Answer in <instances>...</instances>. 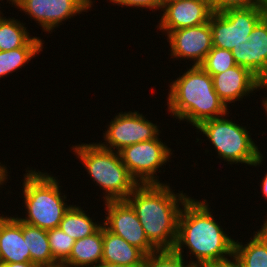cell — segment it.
I'll list each match as a JSON object with an SVG mask.
<instances>
[{"label":"cell","mask_w":267,"mask_h":267,"mask_svg":"<svg viewBox=\"0 0 267 267\" xmlns=\"http://www.w3.org/2000/svg\"><path fill=\"white\" fill-rule=\"evenodd\" d=\"M6 169L7 167H5V165H0V185H3V183L6 182V179H8V172Z\"/></svg>","instance_id":"30"},{"label":"cell","mask_w":267,"mask_h":267,"mask_svg":"<svg viewBox=\"0 0 267 267\" xmlns=\"http://www.w3.org/2000/svg\"><path fill=\"white\" fill-rule=\"evenodd\" d=\"M26 172L22 193L27 216L18 219L45 230L58 228L64 214L72 206L65 203V195L61 196L59 181L47 172H37L36 169Z\"/></svg>","instance_id":"4"},{"label":"cell","mask_w":267,"mask_h":267,"mask_svg":"<svg viewBox=\"0 0 267 267\" xmlns=\"http://www.w3.org/2000/svg\"><path fill=\"white\" fill-rule=\"evenodd\" d=\"M146 255L103 226L102 263L124 266H143Z\"/></svg>","instance_id":"17"},{"label":"cell","mask_w":267,"mask_h":267,"mask_svg":"<svg viewBox=\"0 0 267 267\" xmlns=\"http://www.w3.org/2000/svg\"><path fill=\"white\" fill-rule=\"evenodd\" d=\"M182 206L173 250L183 256V248L188 246L190 256L193 254L197 259L195 262L189 261L193 267H211L231 262L228 256L234 258L235 240L214 220L206 200L196 201L189 197Z\"/></svg>","instance_id":"1"},{"label":"cell","mask_w":267,"mask_h":267,"mask_svg":"<svg viewBox=\"0 0 267 267\" xmlns=\"http://www.w3.org/2000/svg\"><path fill=\"white\" fill-rule=\"evenodd\" d=\"M157 27L166 34L172 30L209 22L214 13L211 0H165Z\"/></svg>","instance_id":"12"},{"label":"cell","mask_w":267,"mask_h":267,"mask_svg":"<svg viewBox=\"0 0 267 267\" xmlns=\"http://www.w3.org/2000/svg\"><path fill=\"white\" fill-rule=\"evenodd\" d=\"M214 12L257 6V0H211Z\"/></svg>","instance_id":"27"},{"label":"cell","mask_w":267,"mask_h":267,"mask_svg":"<svg viewBox=\"0 0 267 267\" xmlns=\"http://www.w3.org/2000/svg\"><path fill=\"white\" fill-rule=\"evenodd\" d=\"M106 219L103 226L120 236L130 245L140 249L146 256L158 251L148 240L138 216L126 200L104 201Z\"/></svg>","instance_id":"10"},{"label":"cell","mask_w":267,"mask_h":267,"mask_svg":"<svg viewBox=\"0 0 267 267\" xmlns=\"http://www.w3.org/2000/svg\"><path fill=\"white\" fill-rule=\"evenodd\" d=\"M107 129L104 134L106 142L99 144L103 148L117 152L132 144L155 139L161 133L156 124L147 120L138 111L120 112L111 119Z\"/></svg>","instance_id":"9"},{"label":"cell","mask_w":267,"mask_h":267,"mask_svg":"<svg viewBox=\"0 0 267 267\" xmlns=\"http://www.w3.org/2000/svg\"><path fill=\"white\" fill-rule=\"evenodd\" d=\"M265 15L258 6L214 12L209 20L213 47L232 50L248 42L253 28Z\"/></svg>","instance_id":"7"},{"label":"cell","mask_w":267,"mask_h":267,"mask_svg":"<svg viewBox=\"0 0 267 267\" xmlns=\"http://www.w3.org/2000/svg\"><path fill=\"white\" fill-rule=\"evenodd\" d=\"M257 6L267 14V0H257Z\"/></svg>","instance_id":"31"},{"label":"cell","mask_w":267,"mask_h":267,"mask_svg":"<svg viewBox=\"0 0 267 267\" xmlns=\"http://www.w3.org/2000/svg\"><path fill=\"white\" fill-rule=\"evenodd\" d=\"M195 129L201 131L211 142L218 157L230 164L245 163L250 166L263 164V154L251 139L246 126H240L226 117L208 119Z\"/></svg>","instance_id":"6"},{"label":"cell","mask_w":267,"mask_h":267,"mask_svg":"<svg viewBox=\"0 0 267 267\" xmlns=\"http://www.w3.org/2000/svg\"><path fill=\"white\" fill-rule=\"evenodd\" d=\"M262 104H263V106H264L263 108H264L265 111H266L265 113L267 114V97H266V98L264 97V100H262ZM266 116H267V115H266Z\"/></svg>","instance_id":"36"},{"label":"cell","mask_w":267,"mask_h":267,"mask_svg":"<svg viewBox=\"0 0 267 267\" xmlns=\"http://www.w3.org/2000/svg\"><path fill=\"white\" fill-rule=\"evenodd\" d=\"M7 1H9V4H10V2H12V5L14 4V5L17 7V9H18L20 0H7ZM0 12H1V11H0Z\"/></svg>","instance_id":"35"},{"label":"cell","mask_w":267,"mask_h":267,"mask_svg":"<svg viewBox=\"0 0 267 267\" xmlns=\"http://www.w3.org/2000/svg\"><path fill=\"white\" fill-rule=\"evenodd\" d=\"M92 0H20L18 8L35 19L44 32H52L76 14L87 12Z\"/></svg>","instance_id":"11"},{"label":"cell","mask_w":267,"mask_h":267,"mask_svg":"<svg viewBox=\"0 0 267 267\" xmlns=\"http://www.w3.org/2000/svg\"><path fill=\"white\" fill-rule=\"evenodd\" d=\"M3 267H39L37 264L32 262H22V263H8L1 264Z\"/></svg>","instance_id":"29"},{"label":"cell","mask_w":267,"mask_h":267,"mask_svg":"<svg viewBox=\"0 0 267 267\" xmlns=\"http://www.w3.org/2000/svg\"><path fill=\"white\" fill-rule=\"evenodd\" d=\"M211 267H239L234 260H232L231 262L225 263V264H219V265H214Z\"/></svg>","instance_id":"34"},{"label":"cell","mask_w":267,"mask_h":267,"mask_svg":"<svg viewBox=\"0 0 267 267\" xmlns=\"http://www.w3.org/2000/svg\"><path fill=\"white\" fill-rule=\"evenodd\" d=\"M102 224L94 223L86 212L76 205H72L64 214L59 228L75 240L94 234Z\"/></svg>","instance_id":"22"},{"label":"cell","mask_w":267,"mask_h":267,"mask_svg":"<svg viewBox=\"0 0 267 267\" xmlns=\"http://www.w3.org/2000/svg\"><path fill=\"white\" fill-rule=\"evenodd\" d=\"M53 260L61 266L70 256L75 239L59 227L47 230Z\"/></svg>","instance_id":"25"},{"label":"cell","mask_w":267,"mask_h":267,"mask_svg":"<svg viewBox=\"0 0 267 267\" xmlns=\"http://www.w3.org/2000/svg\"><path fill=\"white\" fill-rule=\"evenodd\" d=\"M231 50L212 47L203 62L199 65L211 77L236 66Z\"/></svg>","instance_id":"24"},{"label":"cell","mask_w":267,"mask_h":267,"mask_svg":"<svg viewBox=\"0 0 267 267\" xmlns=\"http://www.w3.org/2000/svg\"><path fill=\"white\" fill-rule=\"evenodd\" d=\"M248 38V42L231 50L234 60L267 85V14L255 25Z\"/></svg>","instance_id":"14"},{"label":"cell","mask_w":267,"mask_h":267,"mask_svg":"<svg viewBox=\"0 0 267 267\" xmlns=\"http://www.w3.org/2000/svg\"><path fill=\"white\" fill-rule=\"evenodd\" d=\"M233 260L239 267H267V234L259 229L247 244L235 241Z\"/></svg>","instance_id":"19"},{"label":"cell","mask_w":267,"mask_h":267,"mask_svg":"<svg viewBox=\"0 0 267 267\" xmlns=\"http://www.w3.org/2000/svg\"><path fill=\"white\" fill-rule=\"evenodd\" d=\"M97 267H143V266H124V265H117V264L101 263Z\"/></svg>","instance_id":"33"},{"label":"cell","mask_w":267,"mask_h":267,"mask_svg":"<svg viewBox=\"0 0 267 267\" xmlns=\"http://www.w3.org/2000/svg\"><path fill=\"white\" fill-rule=\"evenodd\" d=\"M0 261L1 264L31 262L23 222L18 217L0 215Z\"/></svg>","instance_id":"16"},{"label":"cell","mask_w":267,"mask_h":267,"mask_svg":"<svg viewBox=\"0 0 267 267\" xmlns=\"http://www.w3.org/2000/svg\"><path fill=\"white\" fill-rule=\"evenodd\" d=\"M171 190L165 183L138 184L125 199L138 216L149 242L158 251L174 249L180 206L189 198L185 193L177 195Z\"/></svg>","instance_id":"2"},{"label":"cell","mask_w":267,"mask_h":267,"mask_svg":"<svg viewBox=\"0 0 267 267\" xmlns=\"http://www.w3.org/2000/svg\"><path fill=\"white\" fill-rule=\"evenodd\" d=\"M261 229L267 234V219L264 221Z\"/></svg>","instance_id":"37"},{"label":"cell","mask_w":267,"mask_h":267,"mask_svg":"<svg viewBox=\"0 0 267 267\" xmlns=\"http://www.w3.org/2000/svg\"><path fill=\"white\" fill-rule=\"evenodd\" d=\"M262 193L265 197V199H267V172L265 174V177L262 179Z\"/></svg>","instance_id":"32"},{"label":"cell","mask_w":267,"mask_h":267,"mask_svg":"<svg viewBox=\"0 0 267 267\" xmlns=\"http://www.w3.org/2000/svg\"><path fill=\"white\" fill-rule=\"evenodd\" d=\"M171 58L193 60L200 65L213 47L210 23L172 30L167 34Z\"/></svg>","instance_id":"13"},{"label":"cell","mask_w":267,"mask_h":267,"mask_svg":"<svg viewBox=\"0 0 267 267\" xmlns=\"http://www.w3.org/2000/svg\"><path fill=\"white\" fill-rule=\"evenodd\" d=\"M23 236L27 238L32 263L39 267H60L53 260L47 230L23 222Z\"/></svg>","instance_id":"20"},{"label":"cell","mask_w":267,"mask_h":267,"mask_svg":"<svg viewBox=\"0 0 267 267\" xmlns=\"http://www.w3.org/2000/svg\"><path fill=\"white\" fill-rule=\"evenodd\" d=\"M42 39L32 37L23 47L9 51H0V78L24 67L40 51H43Z\"/></svg>","instance_id":"21"},{"label":"cell","mask_w":267,"mask_h":267,"mask_svg":"<svg viewBox=\"0 0 267 267\" xmlns=\"http://www.w3.org/2000/svg\"><path fill=\"white\" fill-rule=\"evenodd\" d=\"M184 263L183 256L174 250H159L146 256L143 267H193Z\"/></svg>","instance_id":"26"},{"label":"cell","mask_w":267,"mask_h":267,"mask_svg":"<svg viewBox=\"0 0 267 267\" xmlns=\"http://www.w3.org/2000/svg\"><path fill=\"white\" fill-rule=\"evenodd\" d=\"M103 257V225L92 235L75 240L68 259L60 267H97Z\"/></svg>","instance_id":"18"},{"label":"cell","mask_w":267,"mask_h":267,"mask_svg":"<svg viewBox=\"0 0 267 267\" xmlns=\"http://www.w3.org/2000/svg\"><path fill=\"white\" fill-rule=\"evenodd\" d=\"M114 4L121 5L123 6H129V7H143V8H148L150 10L155 9L157 10L162 9L165 0H110Z\"/></svg>","instance_id":"28"},{"label":"cell","mask_w":267,"mask_h":267,"mask_svg":"<svg viewBox=\"0 0 267 267\" xmlns=\"http://www.w3.org/2000/svg\"><path fill=\"white\" fill-rule=\"evenodd\" d=\"M24 26L25 24L15 18L6 19L0 16V51L23 47L32 38Z\"/></svg>","instance_id":"23"},{"label":"cell","mask_w":267,"mask_h":267,"mask_svg":"<svg viewBox=\"0 0 267 267\" xmlns=\"http://www.w3.org/2000/svg\"><path fill=\"white\" fill-rule=\"evenodd\" d=\"M158 137L119 151L123 164L138 184L161 183L155 174L159 167L169 161L172 152Z\"/></svg>","instance_id":"8"},{"label":"cell","mask_w":267,"mask_h":267,"mask_svg":"<svg viewBox=\"0 0 267 267\" xmlns=\"http://www.w3.org/2000/svg\"><path fill=\"white\" fill-rule=\"evenodd\" d=\"M212 80L217 95L227 107L228 103L239 101L254 90L266 88V85L249 69L239 65L213 75Z\"/></svg>","instance_id":"15"},{"label":"cell","mask_w":267,"mask_h":267,"mask_svg":"<svg viewBox=\"0 0 267 267\" xmlns=\"http://www.w3.org/2000/svg\"><path fill=\"white\" fill-rule=\"evenodd\" d=\"M168 111L180 121L197 127L201 122L228 115V108L217 95L212 77L199 65H192L170 83Z\"/></svg>","instance_id":"3"},{"label":"cell","mask_w":267,"mask_h":267,"mask_svg":"<svg viewBox=\"0 0 267 267\" xmlns=\"http://www.w3.org/2000/svg\"><path fill=\"white\" fill-rule=\"evenodd\" d=\"M93 181L105 191V201L125 200L138 185L123 164L119 152L103 148L99 143L72 147Z\"/></svg>","instance_id":"5"}]
</instances>
